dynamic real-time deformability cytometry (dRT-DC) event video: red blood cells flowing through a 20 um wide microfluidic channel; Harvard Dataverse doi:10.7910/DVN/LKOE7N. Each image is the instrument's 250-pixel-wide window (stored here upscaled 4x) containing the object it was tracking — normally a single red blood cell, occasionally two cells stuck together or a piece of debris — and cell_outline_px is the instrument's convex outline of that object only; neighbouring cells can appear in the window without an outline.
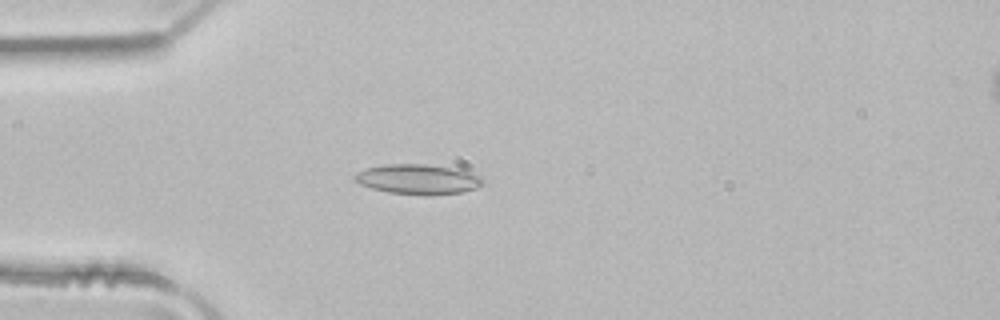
{"species": "common noctule bat (a hibernating species)", "species_latin": "Nyctalus noctula", "temperature_condition": "room temperature", "stored_images_in_passage": 5, "segment_of_instrument_passage": [1, 2], "camera_frame_rate_fps": 3000, "um_per_image_px": 0.085, "animal": {"sex": "male", "body_mass_g": 21.5, "forearm_length_mm": 52.0}, "frame": {"image": 1, "passage_image": 4, "time_ms": 1.0, "image_size_px": [1000, 320], "cell_outline_px": [[484, 184], [476, 188], [460, 192], [432, 196], [388, 192], [372, 188], [360, 184], [352, 180], [352, 176], [356, 172], [368, 168], [388, 164], [424, 164], [456, 168], [484, 176]], "centroid_in_image_um": [35.56, 15.24], "position_along_channel_um": 49.4, "area_um2": 22.66}}